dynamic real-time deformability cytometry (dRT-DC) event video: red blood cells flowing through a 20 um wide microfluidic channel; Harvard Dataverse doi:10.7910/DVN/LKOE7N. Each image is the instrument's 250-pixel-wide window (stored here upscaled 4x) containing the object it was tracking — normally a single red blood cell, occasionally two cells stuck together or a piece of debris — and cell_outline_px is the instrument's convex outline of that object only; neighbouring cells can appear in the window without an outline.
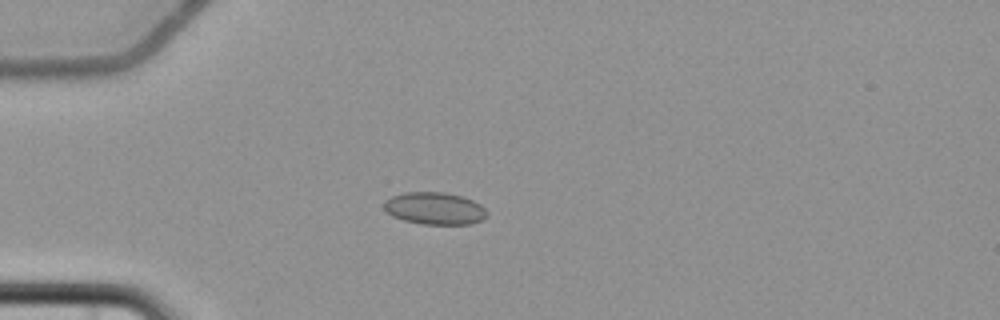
{"species": "common noctule bat (a hibernating species)", "species_latin": "Nyctalus noctula", "temperature_condition": "cold", "stored_images_in_passage": 6, "camera_frame_rate_fps": 3000, "um_per_image_px": 0.085, "animal": {"sex": "female", "body_mass_g": 22.7, "forearm_length_mm": 54.2}, "frame": {"image": 1, "passage_image": 5, "time_ms": 4.667, "image_size_px": [1000, 320], "cell_outline_px": [[488, 212], [480, 220], [472, 224], [420, 224], [404, 220], [392, 216], [384, 208], [384, 200], [392, 196], [404, 192], [444, 192], [460, 196], [472, 200], [480, 204]], "centroid_in_image_um": [36.92, 17.71], "position_along_channel_um": 48.1, "area_um2": 19.25}}